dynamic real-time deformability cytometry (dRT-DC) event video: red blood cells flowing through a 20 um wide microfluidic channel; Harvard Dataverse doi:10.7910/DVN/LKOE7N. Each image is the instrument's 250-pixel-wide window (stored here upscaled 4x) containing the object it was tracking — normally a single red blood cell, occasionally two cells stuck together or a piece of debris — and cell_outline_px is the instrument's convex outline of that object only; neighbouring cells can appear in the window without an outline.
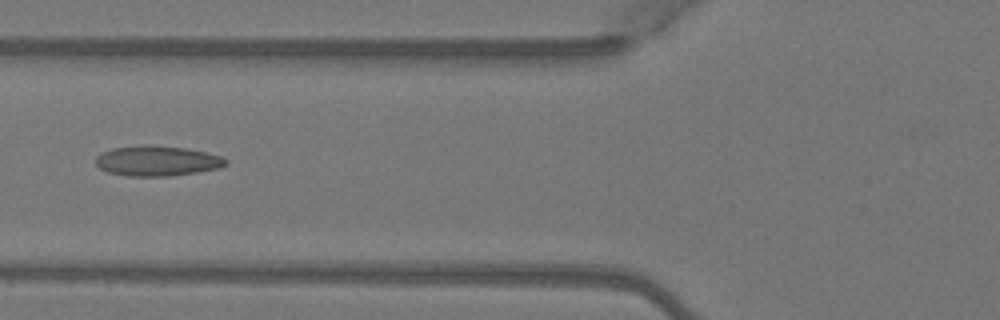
{"species": "Egyptian fruit bat (a non-hibernating species)", "species_latin": "Rousettus aegyptiacus", "temperature_condition": "warm", "stored_images_in_passage": 5, "camera_frame_rate_fps": 3000, "um_per_image_px": 0.085, "animal": {"sex": "female"}, "frame": {"image": 1, "passage_image": 5, "time_ms": 1.333, "image_size_px": [1000, 320], "cell_outline_px": [[228, 164], [220, 168], [196, 172], [168, 176], [128, 176], [108, 172], [100, 168], [96, 164], [96, 156], [112, 148], [140, 144], [148, 144], [188, 148], [208, 152], [220, 156], [228, 160]], "centroid_in_image_um": [13.38, 13.66], "position_along_channel_um": 112.4, "area_um2": 23.12}}